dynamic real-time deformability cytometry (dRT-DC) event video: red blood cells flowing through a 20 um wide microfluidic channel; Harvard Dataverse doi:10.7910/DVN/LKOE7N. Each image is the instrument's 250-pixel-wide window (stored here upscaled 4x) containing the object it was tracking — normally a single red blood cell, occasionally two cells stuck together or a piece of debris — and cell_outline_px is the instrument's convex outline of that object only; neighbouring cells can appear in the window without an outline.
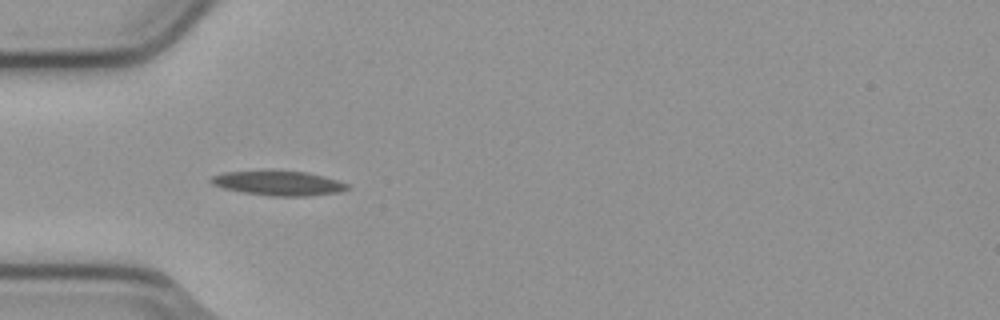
{"species": "common noctule bat (a hibernating species)", "species_latin": "Nyctalus noctula", "temperature_condition": "cold", "stored_images_in_passage": 5, "camera_frame_rate_fps": 3000, "um_per_image_px": 0.085, "animal": {"sex": "male", "body_mass_g": 23.1, "forearm_length_mm": 52.7}, "frame": {"image": 1, "passage_image": 4, "time_ms": 1.0, "image_size_px": [1000, 320], "cell_outline_px": [[352, 188], [340, 192], [308, 196], [272, 196], [244, 192], [224, 188], [212, 184], [208, 180], [212, 176], [224, 172], [268, 168], [272, 168], [308, 172], [324, 176], [348, 184]], "centroid_in_image_um": [23.66, 15.52], "position_along_channel_um": 61.3, "area_um2": 20.35}}
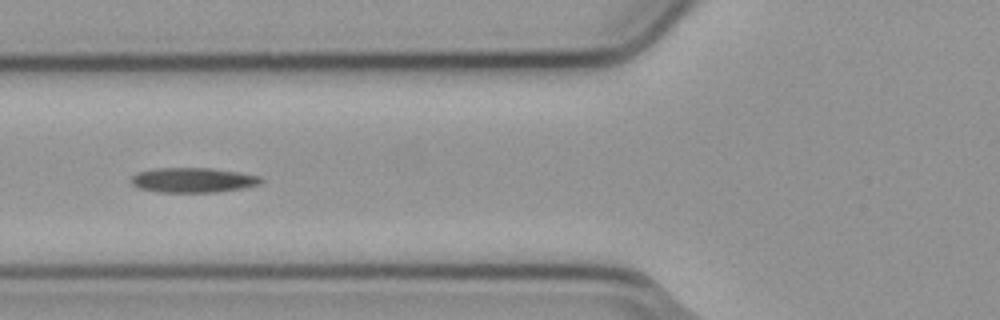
{"frame": {"image": 2, "passage_image": 5, "time_ms": 1.333, "image_size_px": [1000, 320], "cell_outline_px": [[264, 180], [260, 184], [244, 188], [216, 192], [156, 192], [136, 188], [128, 180], [136, 172], [156, 168], [212, 168], [240, 172], [260, 176]], "centroid_in_image_um": [16.37, 15.31], "position_along_channel_um": 109.4, "area_um2": 19.13}}